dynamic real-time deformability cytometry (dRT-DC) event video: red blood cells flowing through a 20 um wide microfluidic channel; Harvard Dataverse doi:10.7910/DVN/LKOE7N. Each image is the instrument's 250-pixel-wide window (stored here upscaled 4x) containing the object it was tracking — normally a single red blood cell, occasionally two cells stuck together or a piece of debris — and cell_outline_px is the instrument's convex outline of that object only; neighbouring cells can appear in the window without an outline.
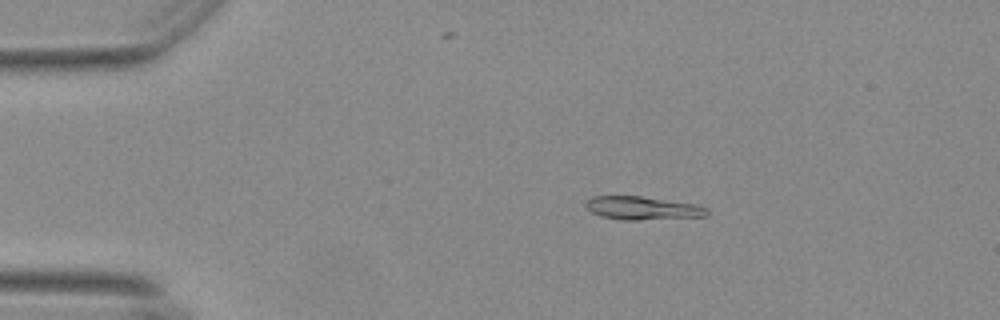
{"species": "Egyptian fruit bat (a non-hibernating species)", "species_latin": "Rousettus aegyptiacus", "temperature_condition": "warm", "stored_images_in_passage": 51, "camera_frame_rate_fps": 3000, "um_per_image_px": 0.085, "animal": {"sex": "female"}, "frame": {"image": 1, "passage_image": 5, "time_ms": 1.333, "image_size_px": [1000, 320], "cell_outline_px": [[708, 216], [636, 220], [620, 220], [600, 216], [592, 212], [584, 204], [592, 196], [640, 196], [696, 204], [708, 208]], "centroid_in_image_um": [54.62, 17.69], "position_along_channel_um": 30.4, "area_um2": 16.42}}
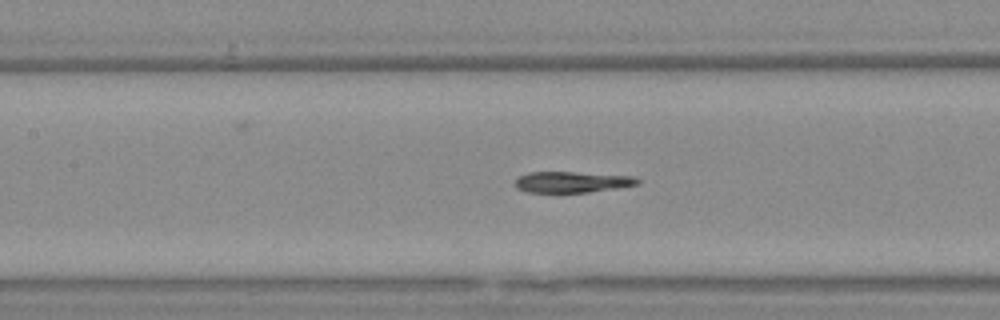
{"frame": {"image": 2, "passage_image": 20, "time_ms": 6.333, "image_size_px": [1000, 320], "cell_outline_px": [[640, 184], [616, 188], [588, 192], [528, 192], [516, 188], [512, 184], [516, 176], [528, 172], [576, 172], [632, 176], [640, 180]], "centroid_in_image_um": [48.54, 15.46], "position_along_channel_um": 158.9, "area_um2": 15.14}}
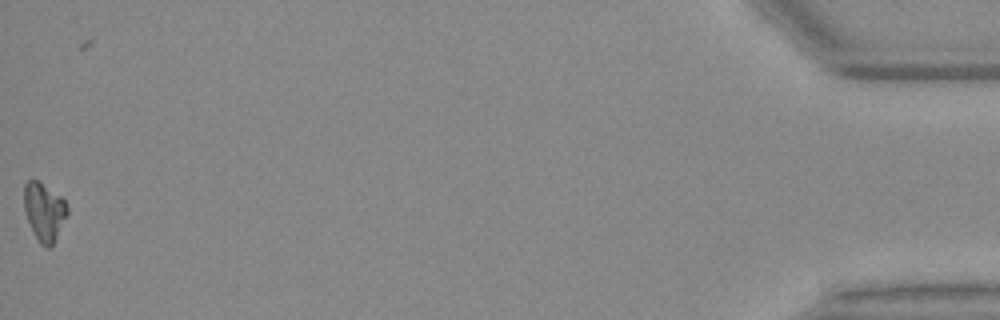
{"frame": {"image": 3, "passage_image": 50, "time_ms": 16.333, "image_size_px": [1000, 320], "cell_outline_px": [[68, 212], [52, 244], [48, 248], [44, 248], [40, 244], [28, 220], [24, 208], [24, 184], [28, 180], [36, 180], [60, 196], [64, 200], [68, 208]], "centroid_in_image_um": [3.74, 17.98], "position_along_channel_um": 431.5, "area_um2": 14.16}}